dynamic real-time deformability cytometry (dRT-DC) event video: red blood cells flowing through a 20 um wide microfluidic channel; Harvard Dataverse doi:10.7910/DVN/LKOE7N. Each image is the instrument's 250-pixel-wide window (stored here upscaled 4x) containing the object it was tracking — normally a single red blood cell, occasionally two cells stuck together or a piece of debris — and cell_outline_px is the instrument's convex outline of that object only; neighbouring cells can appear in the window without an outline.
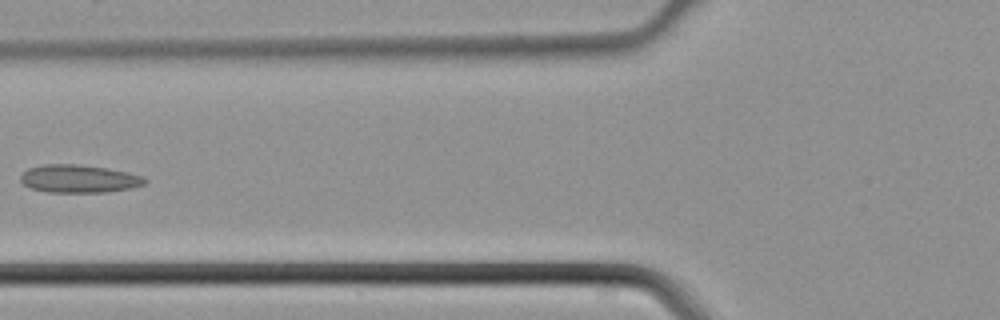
{"species": "common noctule bat (a hibernating species)", "species_latin": "Nyctalus noctula", "temperature_condition": "cold", "stored_images_in_passage": 5, "camera_frame_rate_fps": 3000, "um_per_image_px": 0.085, "animal": {"sex": "male", "body_mass_g": 21.5, "forearm_length_mm": 52.0}, "frame": {"image": 1, "passage_image": 5, "time_ms": 1.333, "image_size_px": [1000, 320], "cell_outline_px": [[148, 180], [144, 184], [132, 188], [104, 192], [48, 192], [32, 188], [24, 184], [20, 180], [20, 176], [28, 168], [44, 164], [76, 164], [104, 168], [124, 172], [140, 176]], "centroid_in_image_um": [6.67, 15.2], "position_along_channel_um": 119.1, "area_um2": 19.88}}